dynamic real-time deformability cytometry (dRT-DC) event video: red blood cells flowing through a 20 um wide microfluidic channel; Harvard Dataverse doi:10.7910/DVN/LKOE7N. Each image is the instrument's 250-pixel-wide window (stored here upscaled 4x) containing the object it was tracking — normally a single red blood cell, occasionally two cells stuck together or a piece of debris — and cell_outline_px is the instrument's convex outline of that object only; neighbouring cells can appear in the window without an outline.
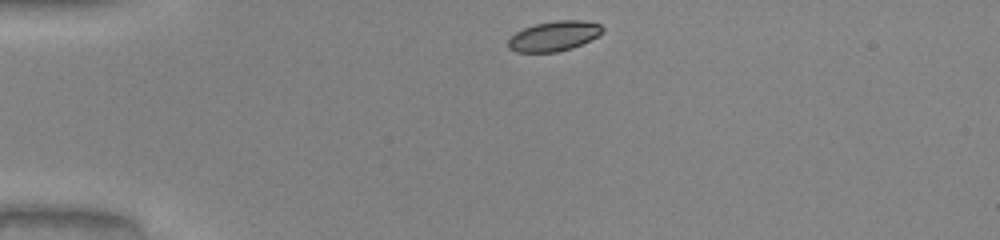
{"species": "common noctule bat (a hibernating species)", "species_latin": "Nyctalus noctula", "temperature_condition": "warm", "stored_images_in_passage": 33, "camera_frame_rate_fps": 3000, "um_per_image_px": 0.085, "animal": {"sex": "male", "body_mass_g": 20.0, "forearm_length_mm": 53.3}, "frame": {"image": 1, "passage_image": 1, "time_ms": 0.0, "image_size_px": [1000, 240], "cell_outline_px": [[604, 32], [572, 48], [556, 52], [516, 52], [508, 48], [508, 40], [516, 32], [524, 28], [536, 24], [556, 20], [580, 20], [600, 24], [604, 28]], "centroid_in_image_um": [47.08, 3.06], "position_along_channel_um": 37.9, "area_um2": 16.3}}
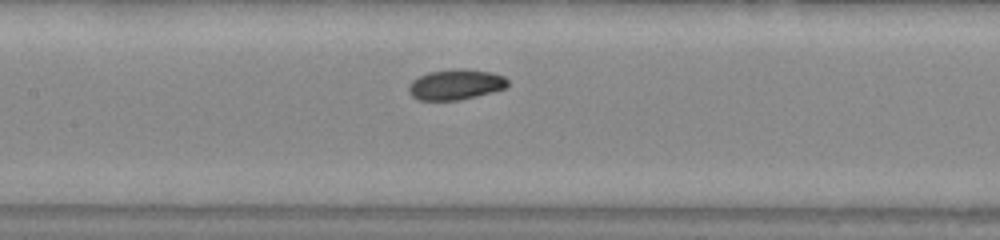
{"frame": {"image": 2, "passage_image": 14, "time_ms": 4.333, "image_size_px": [1000, 240], "cell_outline_px": [[508, 88], [460, 100], [420, 100], [412, 96], [408, 92], [408, 84], [412, 80], [428, 72], [456, 68], [460, 68], [492, 72], [504, 76], [508, 80]], "centroid_in_image_um": [38.74, 7.18], "position_along_channel_um": 168.7, "area_um2": 17.74}}
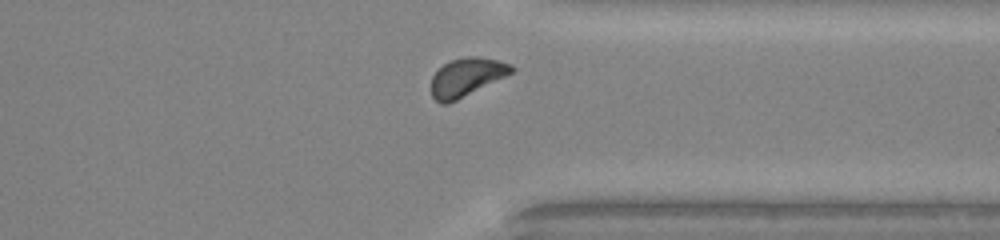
{"frame": {"image": 3, "passage_image": 29, "time_ms": 9.333, "image_size_px": [1000, 240], "cell_outline_px": [[516, 68], [512, 72], [448, 104], [440, 104], [432, 96], [432, 76], [444, 64], [452, 60], [464, 56], [476, 56], [496, 60], [512, 64]], "centroid_in_image_um": [39.64, 6.54], "position_along_channel_um": 371.8, "area_um2": 17.51}, "authors_computed_cell_mechanics": {"area_um2": 17.2244, "velocity_mm_per_s": 4.0737, "shape_relaxation_time_tau1_ms": 1.6008, "shape_relaxation_time_tau2_ms": null, "deformation_change_tau1": 0.0601, "deformation_change_tau2": null}}